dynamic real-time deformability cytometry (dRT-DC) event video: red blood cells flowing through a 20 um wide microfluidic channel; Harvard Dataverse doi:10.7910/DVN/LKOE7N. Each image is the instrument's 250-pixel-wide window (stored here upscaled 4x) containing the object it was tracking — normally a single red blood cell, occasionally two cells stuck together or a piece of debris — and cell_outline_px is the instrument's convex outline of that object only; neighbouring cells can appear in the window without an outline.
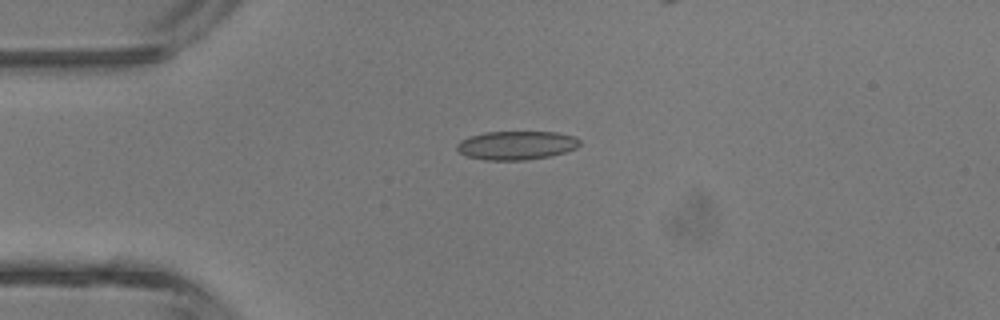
{"species": "common noctule bat (a hibernating species)", "species_latin": "Nyctalus noctula", "temperature_condition": "room temperature", "stored_images_in_passage": 3, "camera_frame_rate_fps": 3000, "um_per_image_px": 0.085, "animal": {"sex": "male", "body_mass_g": 13.3}, "frame": {"image": 1, "passage_image": 3, "time_ms": 2.333, "image_size_px": [1000, 320], "cell_outline_px": [[580, 144], [576, 148], [564, 152], [548, 156], [524, 160], [484, 160], [468, 156], [460, 152], [456, 148], [456, 144], [460, 140], [484, 132], [556, 132], [572, 136], [580, 140]], "centroid_in_image_um": [43.87, 12.35], "position_along_channel_um": 41.1, "area_um2": 20.35}}